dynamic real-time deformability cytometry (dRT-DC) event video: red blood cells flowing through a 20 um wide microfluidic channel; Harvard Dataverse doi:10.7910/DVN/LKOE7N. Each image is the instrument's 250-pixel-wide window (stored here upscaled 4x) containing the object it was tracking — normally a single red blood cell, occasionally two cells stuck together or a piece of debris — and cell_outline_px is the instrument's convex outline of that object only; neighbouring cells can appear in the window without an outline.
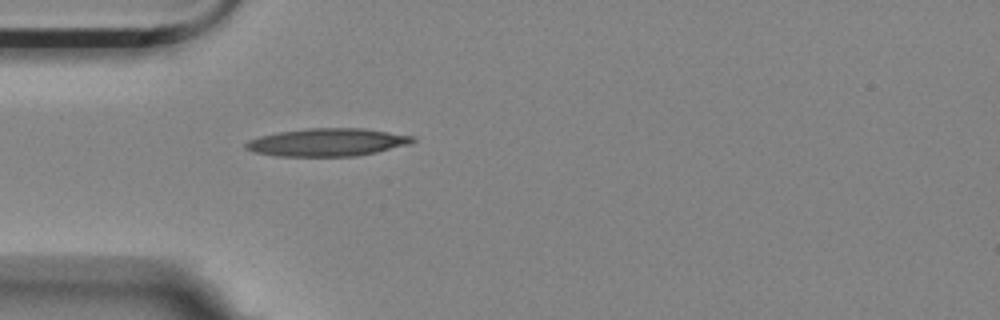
{"species": "Egyptian fruit bat (a non-hibernating species)", "species_latin": "Rousettus aegyptiacus", "temperature_condition": "room temperature", "stored_images_in_passage": 1, "camera_frame_rate_fps": 3000, "um_per_image_px": 0.085, "animal": {"sex": "female"}, "frame": {"image": 1, "passage_image": 1, "time_ms": 0.0, "image_size_px": [1000, 320], "cell_outline_px": [[416, 140], [408, 144], [376, 152], [356, 156], [276, 156], [252, 152], [244, 148], [244, 144], [248, 140], [260, 136], [276, 132], [308, 128], [364, 128], [412, 136]], "centroid_in_image_um": [27.75, 12.09], "position_along_channel_um": 57.3, "area_um2": 27.05}}